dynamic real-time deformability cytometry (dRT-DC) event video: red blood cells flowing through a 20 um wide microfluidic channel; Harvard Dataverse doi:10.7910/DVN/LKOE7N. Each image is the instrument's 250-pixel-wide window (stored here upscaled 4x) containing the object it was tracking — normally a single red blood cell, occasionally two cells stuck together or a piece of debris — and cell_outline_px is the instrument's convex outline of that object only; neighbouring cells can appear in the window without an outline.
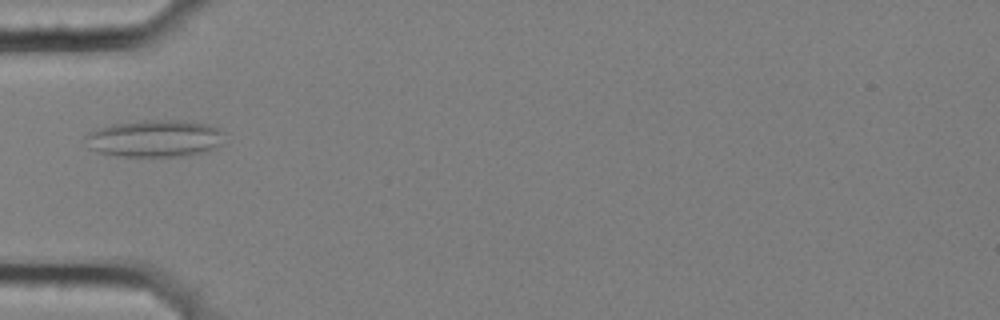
{"species": "common noctule bat (a hibernating species)", "species_latin": "Nyctalus noctula", "temperature_condition": "cold", "stored_images_in_passage": 1, "camera_frame_rate_fps": 3000, "um_per_image_px": 0.085, "animal": {"sex": "female", "body_mass_g": 25.1}, "frame": {"image": 1, "passage_image": 1, "time_ms": 0.0, "image_size_px": [1000, 320], "cell_outline_px": [[220, 144], [204, 152], [184, 156], [120, 156], [100, 152], [88, 148], [84, 136], [88, 132], [96, 128], [112, 124], [140, 120], [180, 120], [208, 124], [220, 128]], "centroid_in_image_um": [13.08, 11.76], "position_along_channel_um": 71.9, "area_um2": 29.94}}